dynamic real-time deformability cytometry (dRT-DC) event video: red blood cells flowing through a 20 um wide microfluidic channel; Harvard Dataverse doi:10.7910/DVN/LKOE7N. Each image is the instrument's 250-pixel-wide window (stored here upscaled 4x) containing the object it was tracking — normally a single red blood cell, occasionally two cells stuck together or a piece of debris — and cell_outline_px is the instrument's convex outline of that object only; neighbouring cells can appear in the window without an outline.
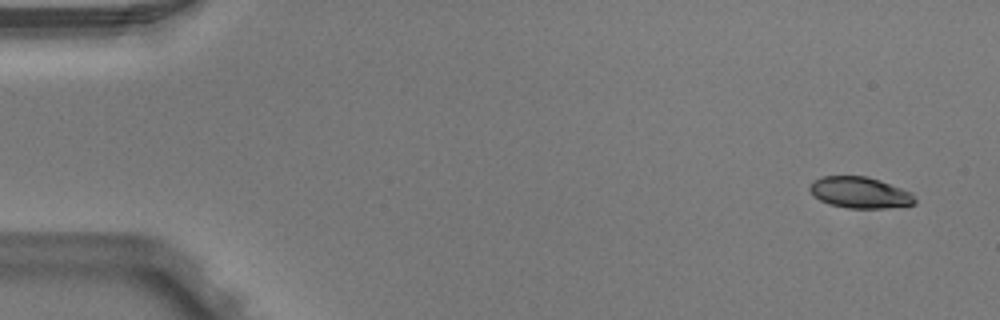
{"species": "Egyptian fruit bat (a non-hibernating species)", "species_latin": "Rousettus aegyptiacus", "temperature_condition": "warm", "stored_images_in_passage": 4, "camera_frame_rate_fps": 3000, "um_per_image_px": 0.085, "animal": {"sex": "male"}, "frame": {"image": 1, "passage_image": 1, "time_ms": 0.0, "image_size_px": [1000, 320], "cell_outline_px": [[916, 204], [884, 208], [848, 208], [828, 204], [820, 200], [808, 188], [812, 180], [824, 176], [868, 176], [880, 180], [912, 192], [916, 200]], "centroid_in_image_um": [73.1, 16.36], "position_along_channel_um": 11.9, "area_um2": 19.19}}
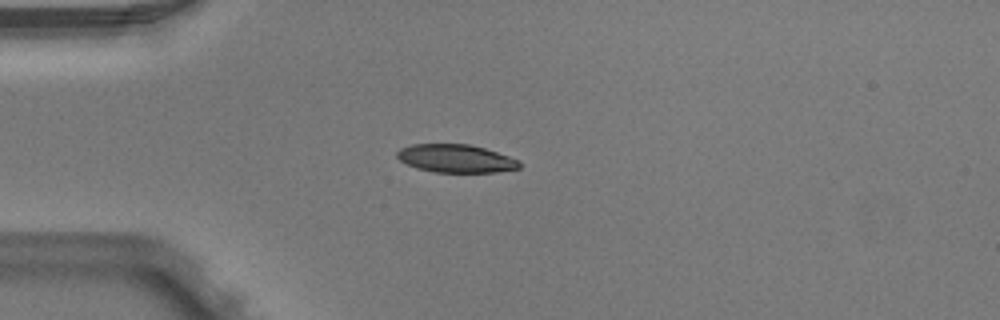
{"frame": {"image": 2, "passage_image": 4, "time_ms": 1.0, "image_size_px": [1000, 320], "cell_outline_px": [[520, 168], [496, 172], [436, 172], [416, 168], [400, 160], [396, 156], [396, 152], [400, 148], [412, 144], [468, 144], [484, 148], [520, 160]], "centroid_in_image_um": [38.74, 13.47], "position_along_channel_um": 46.3, "area_um2": 19.94}}